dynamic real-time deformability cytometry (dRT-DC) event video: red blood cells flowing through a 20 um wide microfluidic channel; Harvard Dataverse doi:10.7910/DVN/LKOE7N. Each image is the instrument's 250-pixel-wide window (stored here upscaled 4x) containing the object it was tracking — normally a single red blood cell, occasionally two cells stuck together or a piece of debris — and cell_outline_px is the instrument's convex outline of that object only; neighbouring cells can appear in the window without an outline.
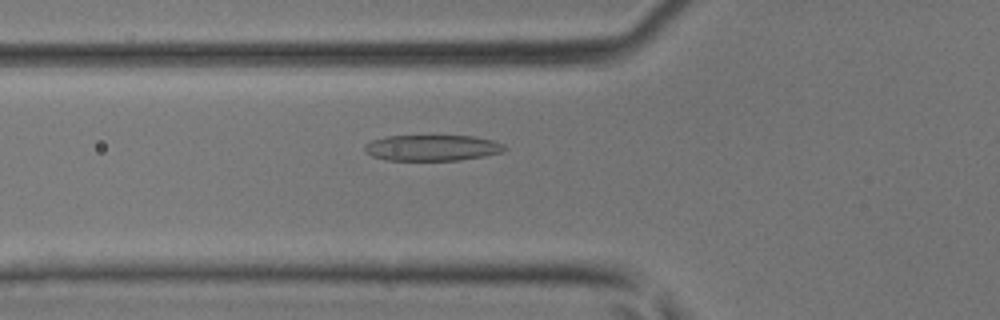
{"species": "common noctule bat (a hibernating species)", "species_latin": "Nyctalus noctula", "temperature_condition": "room temperature", "stored_images_in_passage": 17, "camera_frame_rate_fps": 3000, "um_per_image_px": 0.085, "animal": {"sex": "male", "body_mass_g": 17.9, "forearm_length_mm": 54.2}, "frame": {"image": 1, "passage_image": 17, "time_ms": 5.333, "image_size_px": [1000, 320], "cell_outline_px": [[508, 148], [504, 152], [484, 156], [460, 160], [384, 160], [372, 156], [364, 148], [364, 144], [372, 140], [384, 136], [476, 136], [492, 140], [504, 144]], "centroid_in_image_um": [36.77, 12.56], "position_along_channel_um": 89.0, "area_um2": 21.27}}